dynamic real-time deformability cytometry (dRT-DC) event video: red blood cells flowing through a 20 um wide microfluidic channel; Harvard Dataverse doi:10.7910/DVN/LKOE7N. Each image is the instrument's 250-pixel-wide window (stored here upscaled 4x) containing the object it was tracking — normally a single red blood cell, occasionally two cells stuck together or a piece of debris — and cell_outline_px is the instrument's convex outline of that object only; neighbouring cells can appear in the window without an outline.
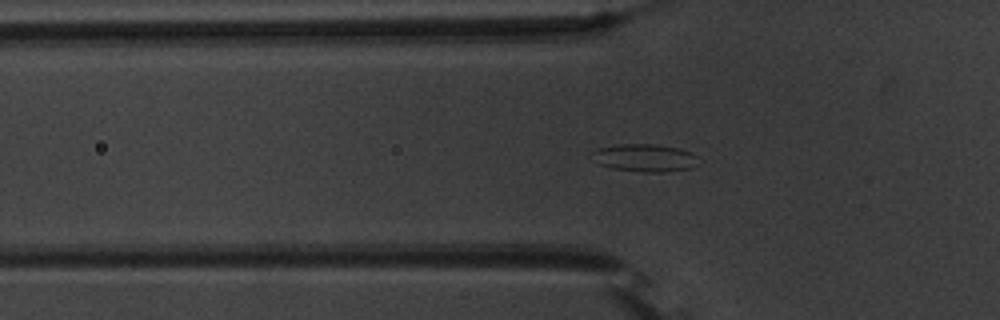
{"species": "common noctule bat (a hibernating species)", "species_latin": "Nyctalus noctula", "temperature_condition": "warm", "stored_images_in_passage": 50, "camera_frame_rate_fps": 3000, "um_per_image_px": 0.085, "animal": {"sex": "male", "body_mass_g": 20.1, "forearm_length_mm": 53.5}, "frame": {"image": 1, "passage_image": 13, "time_ms": 4.0, "image_size_px": [1000, 320], "cell_outline_px": [[700, 164], [692, 168], [664, 172], [644, 172], [612, 168], [600, 164], [592, 152], [596, 148], [620, 144], [656, 144], [676, 148], [692, 152], [696, 156]], "centroid_in_image_um": [54.87, 13.42], "position_along_channel_um": 70.9, "area_um2": 17.05}}
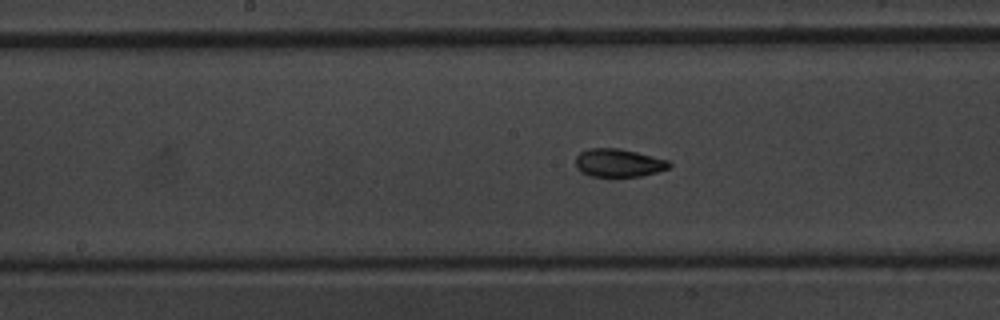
{"frame": {"image": 2, "passage_image": 23, "time_ms": 7.333, "image_size_px": [1000, 320], "cell_outline_px": [[672, 164], [668, 168], [656, 172], [640, 176], [588, 176], [580, 172], [576, 168], [576, 156], [580, 152], [588, 148], [620, 148], [668, 160]], "centroid_in_image_um": [52.54, 13.84], "position_along_channel_um": 195.7, "area_um2": 15.32}}
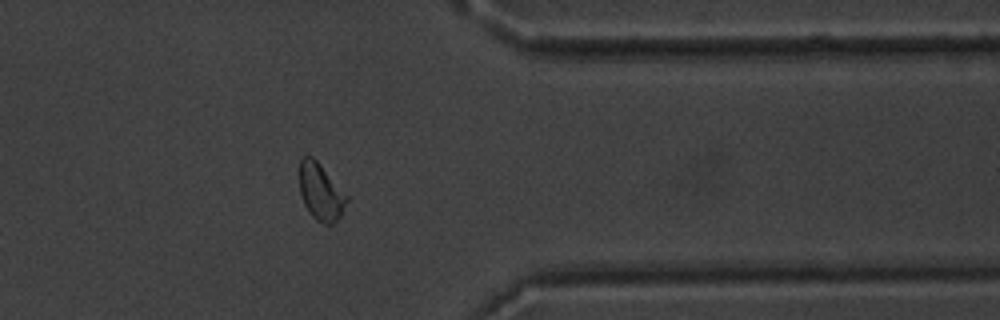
{"frame": {"image": 3, "passage_image": 39, "time_ms": 12.667, "image_size_px": [1000, 320], "cell_outline_px": [[348, 200], [340, 216], [332, 224], [324, 224], [316, 220], [312, 216], [304, 204], [300, 192], [300, 160], [304, 156], [312, 156], [320, 164], [348, 196]], "centroid_in_image_um": [27.26, 16.32], "position_along_channel_um": 384.1, "area_um2": 15.43}, "authors_computed_cell_mechanics": {"area_um2": 15.7505, "velocity_mm_per_s": 3.7153, "shape_relaxation_time_tau1_ms": 3.0821, "shape_relaxation_time_tau2_ms": 1.7665, "deformation_change_tau1": 0.1014, "deformation_change_tau2": 0.0693}}